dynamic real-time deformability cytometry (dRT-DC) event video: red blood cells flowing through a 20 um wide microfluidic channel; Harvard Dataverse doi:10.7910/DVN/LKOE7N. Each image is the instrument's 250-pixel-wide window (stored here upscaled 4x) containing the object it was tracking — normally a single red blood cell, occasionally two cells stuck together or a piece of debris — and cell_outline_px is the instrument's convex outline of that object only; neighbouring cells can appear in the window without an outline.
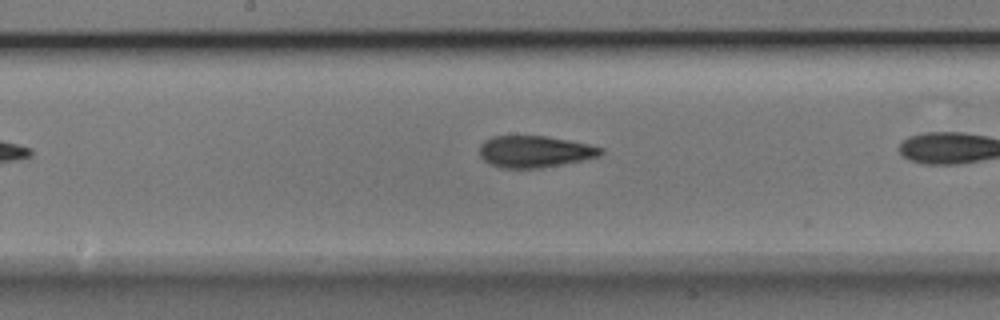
{"species": "Egyptian fruit bat (a non-hibernating species)", "species_latin": "Rousettus aegyptiacus", "temperature_condition": "room temperature", "stored_images_in_passage": 20, "camera_frame_rate_fps": 3000, "um_per_image_px": 0.085, "animal": {"sex": "male"}, "frame": {"image": 1, "passage_image": 12, "time_ms": 3.667, "image_size_px": [1000, 320], "cell_outline_px": [[604, 152], [600, 156], [540, 168], [500, 168], [488, 164], [480, 156], [480, 144], [484, 140], [492, 136], [548, 136], [588, 144], [604, 148]], "centroid_in_image_um": [45.42, 12.88], "position_along_channel_um": 202.8, "area_um2": 22.43}}
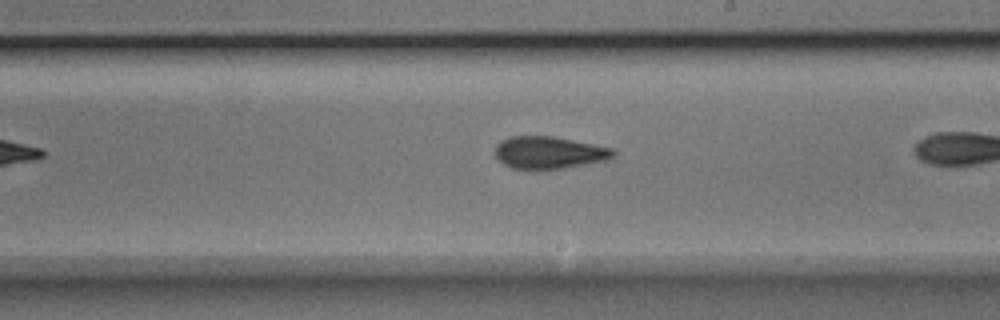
{"frame": {"image": 2, "passage_image": 15, "time_ms": 4.667, "image_size_px": [1000, 320], "cell_outline_px": [[616, 156], [608, 160], [564, 168], [540, 172], [536, 172], [512, 168], [504, 164], [496, 156], [496, 144], [500, 140], [508, 136], [552, 136], [616, 148]], "centroid_in_image_um": [46.69, 13.0], "position_along_channel_um": 242.3, "area_um2": 23.06}}